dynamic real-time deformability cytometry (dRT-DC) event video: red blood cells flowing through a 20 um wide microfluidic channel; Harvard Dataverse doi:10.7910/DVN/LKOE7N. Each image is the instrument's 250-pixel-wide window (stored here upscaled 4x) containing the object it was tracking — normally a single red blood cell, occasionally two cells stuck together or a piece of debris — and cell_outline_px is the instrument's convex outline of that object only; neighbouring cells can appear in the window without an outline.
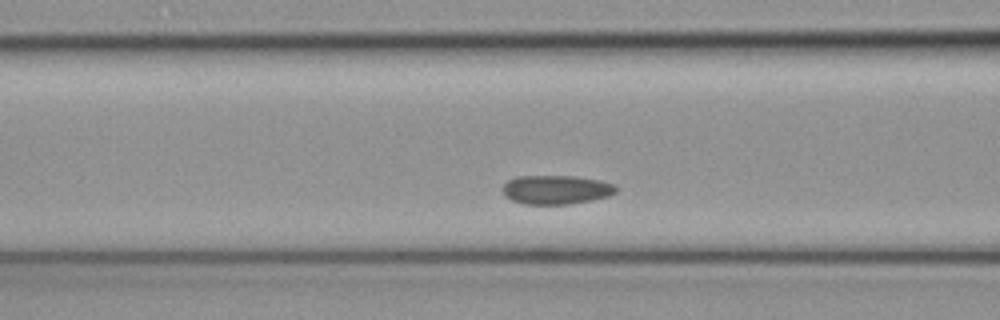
{"species": "common noctule bat (a hibernating species)", "species_latin": "Nyctalus noctula", "temperature_condition": "cold", "stored_images_in_passage": 44, "camera_frame_rate_fps": 3000, "um_per_image_px": 0.085, "animal": {"sex": "female", "body_mass_g": 19.3, "forearm_length_mm": 54.1}, "frame": {"image": 1, "passage_image": 15, "time_ms": 4.667, "image_size_px": [1000, 320], "cell_outline_px": [[616, 192], [608, 196], [592, 200], [568, 204], [524, 204], [512, 200], [504, 196], [504, 184], [508, 180], [516, 176], [576, 176], [600, 180], [616, 184]], "centroid_in_image_um": [47.29, 16.12], "position_along_channel_um": 119.3, "area_um2": 19.19}}
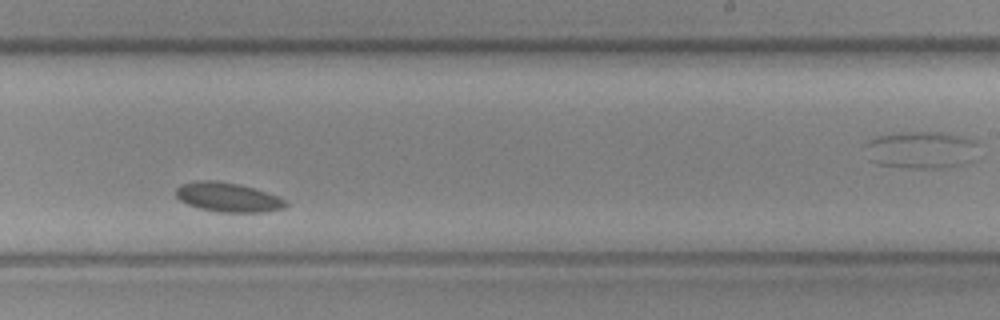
{"frame": {"image": 2, "passage_image": 27, "time_ms": 8.667, "image_size_px": [1000, 320], "cell_outline_px": [[288, 204], [284, 208], [264, 212], [220, 212], [200, 208], [188, 204], [180, 200], [176, 196], [176, 188], [180, 184], [196, 180], [212, 180], [236, 184], [252, 188], [288, 200]], "centroid_in_image_um": [19.35, 16.77], "position_along_channel_um": 269.6, "area_um2": 18.55}}
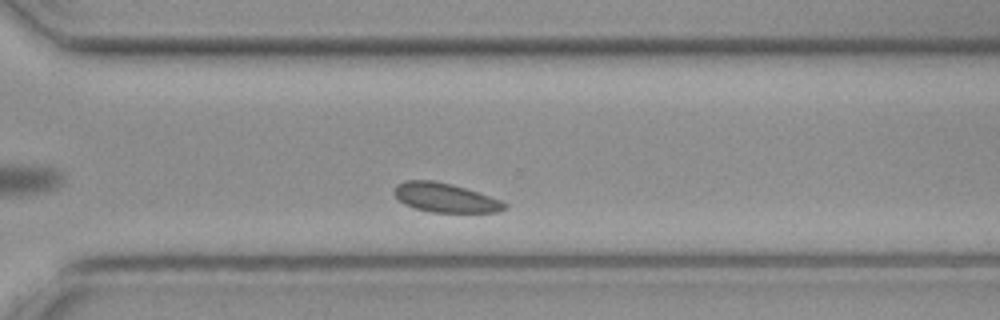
{"frame": {"image": 3, "passage_image": 32, "time_ms": 10.333, "image_size_px": [1000, 320], "cell_outline_px": [[508, 208], [500, 212], [432, 212], [416, 208], [404, 204], [392, 192], [392, 188], [396, 184], [408, 180], [432, 180], [452, 184], [500, 200], [508, 204]], "centroid_in_image_um": [37.82, 16.8], "position_along_channel_um": 332.8, "area_um2": 18.67}}